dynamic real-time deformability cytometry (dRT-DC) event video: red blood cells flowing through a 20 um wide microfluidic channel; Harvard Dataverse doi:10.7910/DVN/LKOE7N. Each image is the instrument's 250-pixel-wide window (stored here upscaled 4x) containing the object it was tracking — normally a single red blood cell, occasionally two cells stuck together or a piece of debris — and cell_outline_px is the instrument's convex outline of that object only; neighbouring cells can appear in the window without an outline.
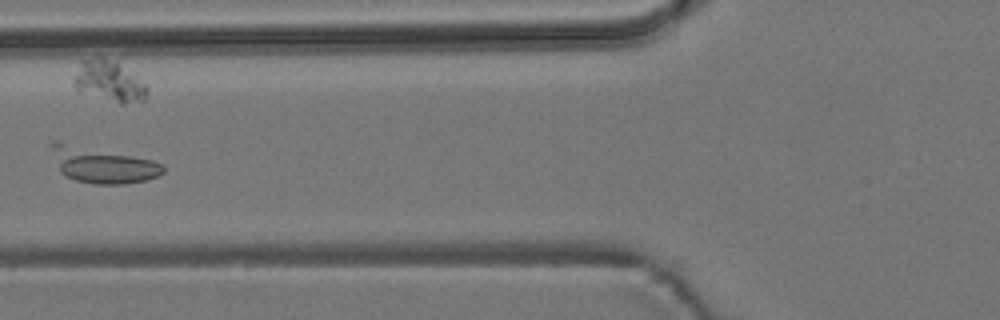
{"species": "common noctule bat (a hibernating species)", "species_latin": "Nyctalus noctula", "temperature_condition": "room temperature", "stored_images_in_passage": 8, "camera_frame_rate_fps": 3000, "um_per_image_px": 0.085, "animal": {"sex": "male", "body_mass_g": 19.2, "forearm_length_mm": 51.8}, "frame": {"image": 1, "passage_image": 6, "time_ms": 6.0, "image_size_px": [1000, 320], "cell_outline_px": [[164, 172], [156, 176], [144, 180], [124, 184], [92, 184], [76, 180], [64, 176], [60, 172], [48, 144], [52, 140], [56, 140], [152, 160], [164, 164]], "centroid_in_image_um": [8.65, 14.01], "position_along_channel_um": 117.2, "area_um2": 23.29}}
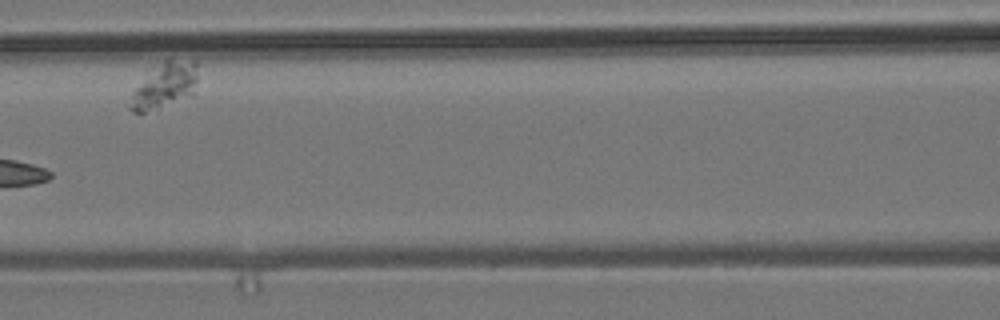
{"frame": {"image": 2, "passage_image": 7, "time_ms": 7.333, "image_size_px": [1000, 320], "cell_outline_px": [[196, 80], [192, 92], [144, 112], [132, 112], [124, 104], [132, 92], [164, 60], [196, 60]], "centroid_in_image_um": [13.91, 7.26], "position_along_channel_um": 152.7, "area_um2": 16.7}}